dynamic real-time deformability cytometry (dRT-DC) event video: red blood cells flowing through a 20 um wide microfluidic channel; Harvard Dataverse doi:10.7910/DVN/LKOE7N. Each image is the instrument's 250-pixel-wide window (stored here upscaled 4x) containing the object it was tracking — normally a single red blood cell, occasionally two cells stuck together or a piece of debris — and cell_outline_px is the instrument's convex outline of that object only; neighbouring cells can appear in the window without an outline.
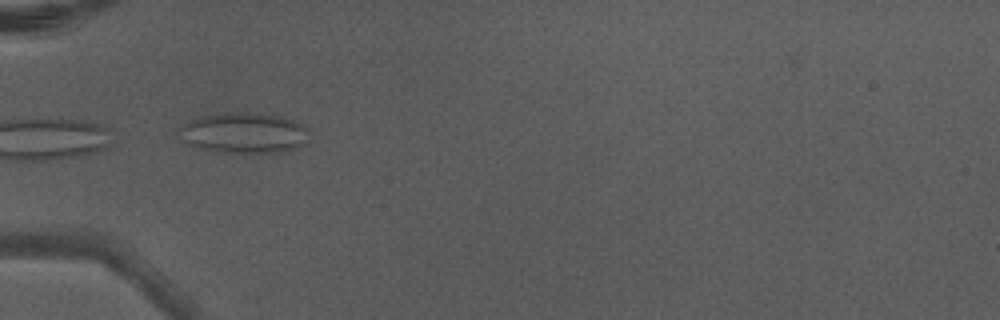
{"species": "Egyptian fruit bat (a non-hibernating species)", "species_latin": "Rousettus aegyptiacus", "temperature_condition": "warm", "stored_images_in_passage": 6, "camera_frame_rate_fps": 3000, "um_per_image_px": 0.085, "animal": {"sex": "male"}, "frame": {"image": 1, "passage_image": 4, "time_ms": 1.0, "image_size_px": [1000, 320], "cell_outline_px": [[308, 128], [304, 144], [300, 148], [288, 152], [216, 152], [188, 144], [176, 132], [184, 124], [200, 116], [240, 112], [252, 112], [284, 116], [304, 124]], "centroid_in_image_um": [20.79, 11.3], "position_along_channel_um": 64.2, "area_um2": 30.87}}